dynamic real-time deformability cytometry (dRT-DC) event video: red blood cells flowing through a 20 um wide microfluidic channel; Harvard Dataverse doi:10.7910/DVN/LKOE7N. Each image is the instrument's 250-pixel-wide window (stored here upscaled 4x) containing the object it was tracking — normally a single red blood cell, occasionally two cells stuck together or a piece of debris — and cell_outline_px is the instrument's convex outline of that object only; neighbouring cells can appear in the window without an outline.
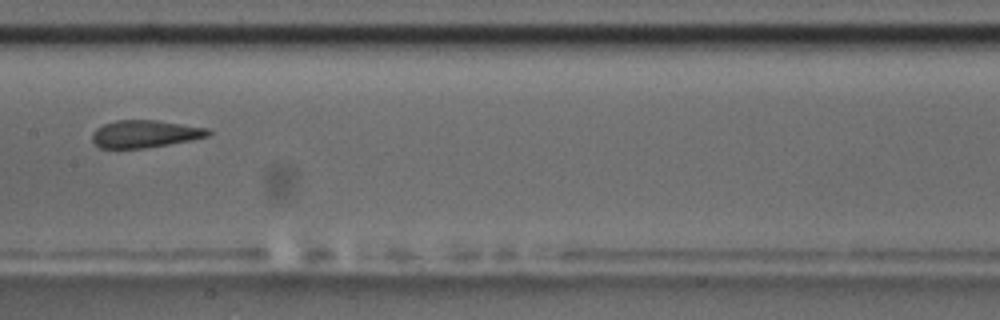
{"species": "common noctule bat (a hibernating species)", "species_latin": "Nyctalus noctula", "temperature_condition": "room temperature", "stored_images_in_passage": 8, "camera_frame_rate_fps": 3000, "um_per_image_px": 0.085, "animal": {"sex": "male", "body_mass_g": 17.5, "forearm_length_mm": 52.3}, "frame": {"image": 1, "passage_image": 8, "time_ms": 8.333, "image_size_px": [1000, 320], "cell_outline_px": [[212, 132], [208, 136], [192, 140], [144, 148], [100, 148], [92, 140], [92, 132], [96, 128], [104, 124], [116, 120], [156, 120], [208, 128]], "centroid_in_image_um": [12.31, 11.37], "position_along_channel_um": 195.1, "area_um2": 18.5}}